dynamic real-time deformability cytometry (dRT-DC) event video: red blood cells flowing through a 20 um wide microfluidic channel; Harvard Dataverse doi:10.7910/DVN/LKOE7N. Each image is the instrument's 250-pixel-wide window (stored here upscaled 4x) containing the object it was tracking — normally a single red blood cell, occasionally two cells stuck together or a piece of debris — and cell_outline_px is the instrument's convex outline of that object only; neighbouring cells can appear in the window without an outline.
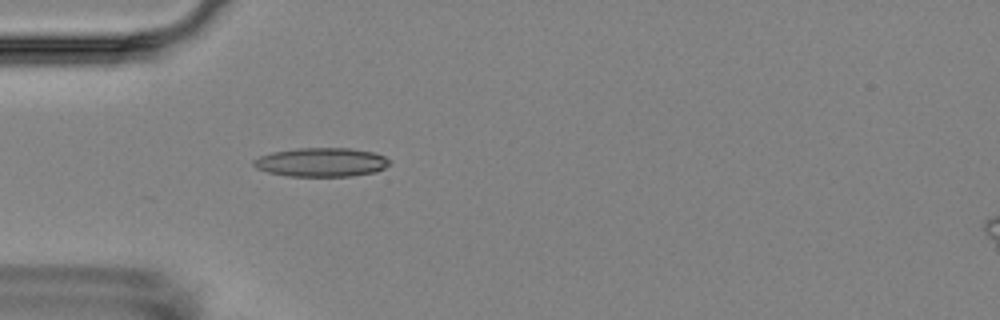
{"species": "Egyptian fruit bat (a non-hibernating species)", "species_latin": "Rousettus aegyptiacus", "temperature_condition": "room temperature", "stored_images_in_passage": 3, "camera_frame_rate_fps": 3000, "um_per_image_px": 0.085, "animal": {"sex": "female"}, "frame": {"image": 1, "passage_image": 3, "time_ms": 3.0, "image_size_px": [1000, 320], "cell_outline_px": [[392, 164], [376, 172], [352, 176], [288, 176], [268, 172], [256, 168], [252, 164], [252, 160], [260, 156], [272, 152], [296, 148], [352, 148], [376, 152], [392, 160]], "centroid_in_image_um": [27.36, 13.78], "position_along_channel_um": 57.6, "area_um2": 23.24}}